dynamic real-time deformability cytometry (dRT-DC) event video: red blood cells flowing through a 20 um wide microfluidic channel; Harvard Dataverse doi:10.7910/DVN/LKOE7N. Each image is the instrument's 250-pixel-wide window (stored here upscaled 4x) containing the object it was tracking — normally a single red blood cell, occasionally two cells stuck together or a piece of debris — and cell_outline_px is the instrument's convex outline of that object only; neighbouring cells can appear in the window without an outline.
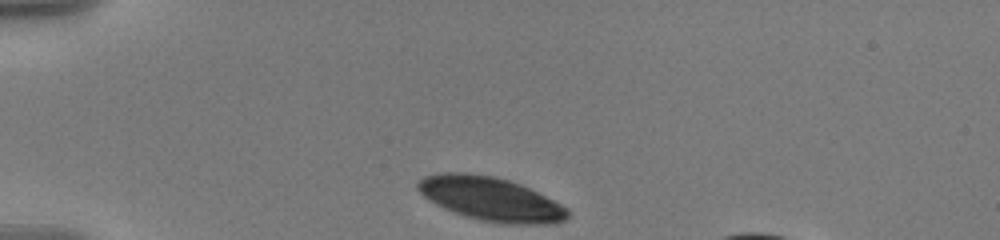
{"species": "human", "species_latin": "Homo sapiens", "temperature_condition": "warm", "stored_images_in_passage": 4, "camera_frame_rate_fps": 3000, "um_per_image_px": 0.085, "donor": {"sex": "male"}, "frame": {"image": 1, "passage_image": 1, "time_ms": 0.0, "image_size_px": [1000, 240], "cell_outline_px": [[572, 212], [564, 220], [552, 224], [500, 224], [480, 220], [444, 208], [436, 204], [424, 196], [416, 188], [416, 184], [424, 176], [440, 172], [468, 172], [492, 176], [508, 180], [520, 184], [568, 208]], "centroid_in_image_um": [41.71, 16.91], "position_along_channel_um": 43.3, "area_um2": 38.09}}
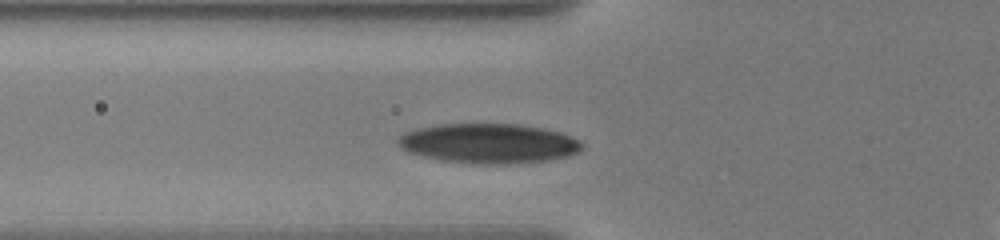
{"frame": {"image": 2, "passage_image": 4, "time_ms": 2.333, "image_size_px": [1000, 240], "cell_outline_px": [[584, 148], [568, 156], [552, 160], [520, 164], [468, 164], [440, 160], [408, 152], [396, 140], [404, 132], [416, 128], [440, 124], [520, 124], [544, 128], [560, 132], [580, 140], [584, 144]], "centroid_in_image_um": [41.59, 12.2], "position_along_channel_um": 84.2, "area_um2": 43.12}}